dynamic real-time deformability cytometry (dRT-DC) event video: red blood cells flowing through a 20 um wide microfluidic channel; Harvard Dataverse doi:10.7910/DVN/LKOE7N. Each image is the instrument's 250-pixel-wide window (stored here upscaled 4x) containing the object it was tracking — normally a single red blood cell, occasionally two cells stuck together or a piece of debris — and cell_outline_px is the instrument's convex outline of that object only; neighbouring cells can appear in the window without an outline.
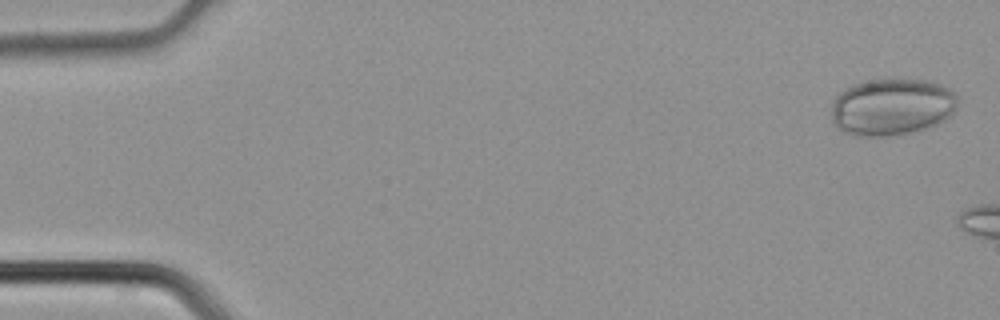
{"species": "common noctule bat (a hibernating species)", "species_latin": "Nyctalus noctula", "temperature_condition": "cold", "stored_images_in_passage": 3, "camera_frame_rate_fps": 3000, "um_per_image_px": 0.085, "animal": {"sex": "male", "body_mass_g": 21.5, "forearm_length_mm": 52.0}, "frame": {"image": 1, "passage_image": 1, "time_ms": 0.0, "image_size_px": [1000, 320], "cell_outline_px": [[956, 104], [952, 112], [944, 120], [928, 128], [912, 132], [888, 136], [852, 136], [836, 128], [832, 124], [832, 100], [840, 92], [852, 84], [868, 80], [932, 80], [948, 88], [956, 96]], "centroid_in_image_um": [75.75, 9.1], "position_along_channel_um": 9.2, "area_um2": 42.02}}